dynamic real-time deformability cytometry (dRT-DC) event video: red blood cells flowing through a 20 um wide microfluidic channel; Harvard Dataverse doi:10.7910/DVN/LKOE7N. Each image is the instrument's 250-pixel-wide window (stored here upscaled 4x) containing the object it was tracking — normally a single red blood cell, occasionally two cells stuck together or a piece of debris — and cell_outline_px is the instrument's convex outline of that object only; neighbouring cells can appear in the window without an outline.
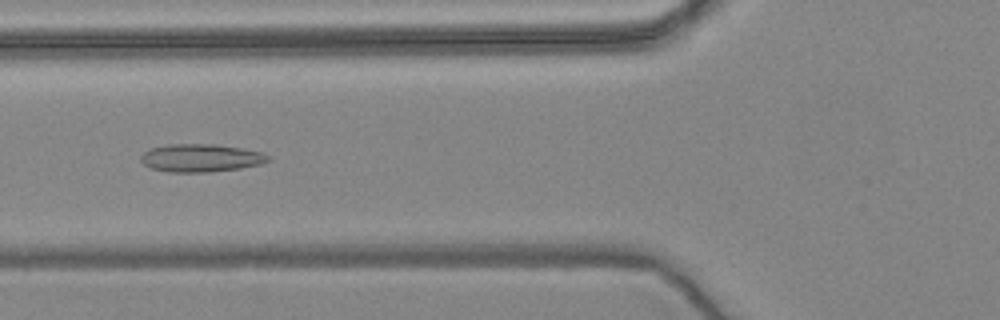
{"species": "common noctule bat (a hibernating species)", "species_latin": "Nyctalus noctula", "temperature_condition": "warm", "stored_images_in_passage": 56, "camera_frame_rate_fps": 3000, "um_per_image_px": 0.085, "animal": {"sex": "female", "body_mass_g": 24.6, "forearm_length_mm": 56.2}, "frame": {"image": 1, "passage_image": 21, "time_ms": 6.667, "image_size_px": [1000, 320], "cell_outline_px": [[272, 160], [260, 164], [240, 168], [208, 172], [168, 172], [152, 168], [144, 164], [140, 160], [140, 156], [144, 152], [152, 148], [168, 144], [212, 144], [240, 148], [260, 152], [268, 156]], "centroid_in_image_um": [17.05, 13.43], "position_along_channel_um": 108.7, "area_um2": 20.52}}
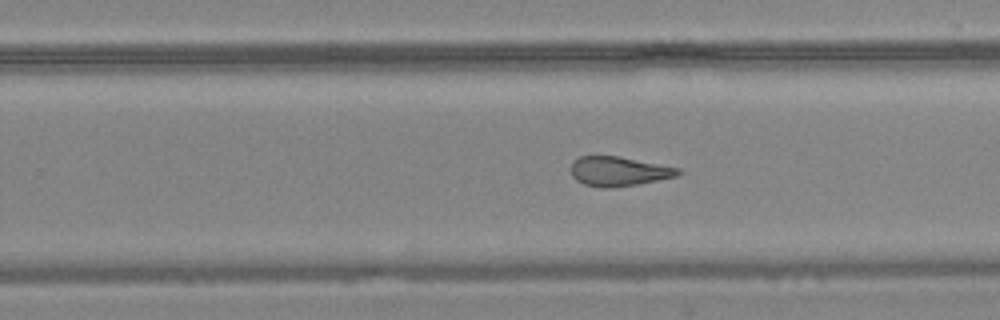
{"frame": {"image": 2, "passage_image": 35, "time_ms": 11.333, "image_size_px": [1000, 320], "cell_outline_px": [[680, 172], [676, 176], [636, 184], [612, 188], [600, 188], [584, 184], [576, 180], [572, 176], [572, 160], [580, 156], [616, 156], [680, 168]], "centroid_in_image_um": [52.54, 14.57], "position_along_channel_um": 277.3, "area_um2": 18.15}}
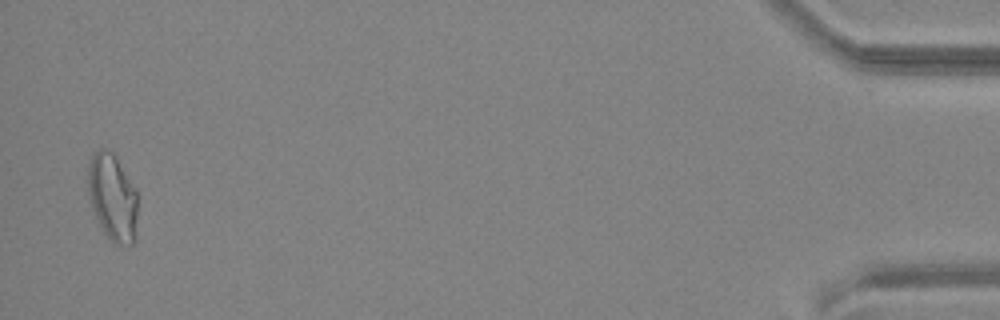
{"frame": {"image": 3, "passage_image": 55, "time_ms": 18.0, "image_size_px": [1000, 320], "cell_outline_px": [[136, 240], [132, 244], [116, 244], [104, 232], [92, 208], [88, 196], [88, 164], [92, 156], [100, 148], [108, 148], [112, 152], [136, 188]], "centroid_in_image_um": [9.56, 16.76], "position_along_channel_um": 425.6, "area_um2": 24.97}, "authors_computed_cell_mechanics": {"area_um2": 20.8658, "velocity_mm_per_s": 3.614, "shape_relaxation_time_tau1_ms": null, "shape_relaxation_time_tau2_ms": 2.0317, "deformation_change_tau1": null, "deformation_change_tau2": 0.1206}}